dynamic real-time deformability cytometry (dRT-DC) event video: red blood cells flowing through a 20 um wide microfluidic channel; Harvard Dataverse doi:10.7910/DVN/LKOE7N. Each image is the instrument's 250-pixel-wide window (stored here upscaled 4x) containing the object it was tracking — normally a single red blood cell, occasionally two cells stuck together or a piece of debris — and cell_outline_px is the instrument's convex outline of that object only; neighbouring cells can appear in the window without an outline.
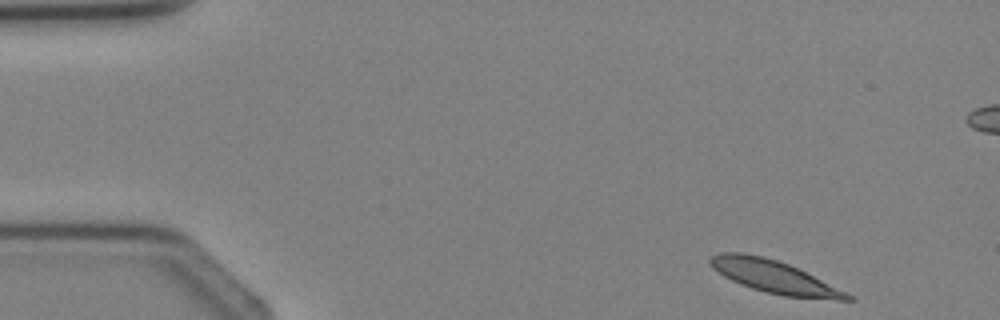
{"species": "Egyptian fruit bat (a non-hibernating species)", "species_latin": "Rousettus aegyptiacus", "temperature_condition": "cold", "stored_images_in_passage": 4, "camera_frame_rate_fps": 3000, "um_per_image_px": 0.085, "animal": {"sex": "female"}, "frame": {"image": 1, "passage_image": 1, "time_ms": 0.0, "image_size_px": [1000, 320], "cell_outline_px": [[856, 300], [836, 300], [784, 296], [752, 288], [740, 284], [724, 276], [712, 268], [708, 264], [708, 260], [712, 256], [720, 252], [744, 252], [764, 256], [788, 264], [848, 292]], "centroid_in_image_um": [65.79, 23.52], "position_along_channel_um": 19.2, "area_um2": 26.01}}